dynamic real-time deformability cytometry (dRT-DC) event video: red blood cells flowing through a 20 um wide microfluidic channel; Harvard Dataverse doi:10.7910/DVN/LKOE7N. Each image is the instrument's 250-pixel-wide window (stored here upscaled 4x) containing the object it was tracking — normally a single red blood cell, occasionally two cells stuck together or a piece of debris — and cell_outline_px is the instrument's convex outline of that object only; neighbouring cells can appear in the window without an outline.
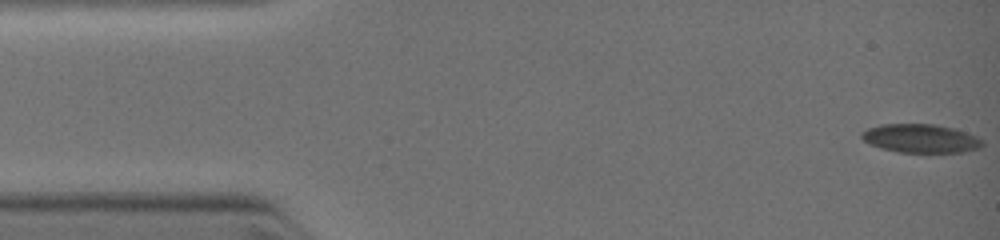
{"species": "common noctule bat (a hibernating species)", "species_latin": "Nyctalus noctula", "temperature_condition": "warm", "stored_images_in_passage": 50, "camera_frame_rate_fps": 3000, "um_per_image_px": 0.085, "animal": {"sex": "female", "body_mass_g": 19.0, "forearm_length_mm": 51.5}, "frame": {"image": 1, "passage_image": 1, "time_ms": 0.0, "image_size_px": [1000, 240], "cell_outline_px": [[984, 144], [980, 148], [960, 152], [900, 152], [884, 148], [872, 144], [864, 140], [860, 136], [868, 128], [884, 124], [932, 124], [952, 128], [972, 136], [980, 140]], "centroid_in_image_um": [78.24, 11.77], "position_along_channel_um": 6.8, "area_um2": 19.42}}
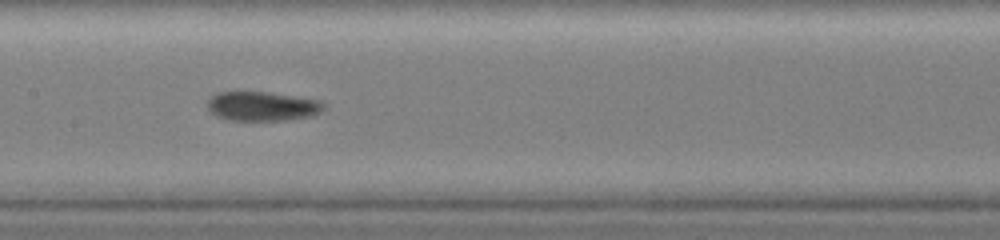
{"frame": {"image": 2, "passage_image": 24, "time_ms": 5.667, "image_size_px": [1000, 240], "cell_outline_px": [[324, 108], [320, 112], [308, 116], [284, 120], [224, 120], [216, 116], [208, 108], [208, 100], [216, 92], [268, 92], [320, 100], [324, 104]], "centroid_in_image_um": [22.26, 9.03], "position_along_channel_um": 185.1, "area_um2": 19.71}}
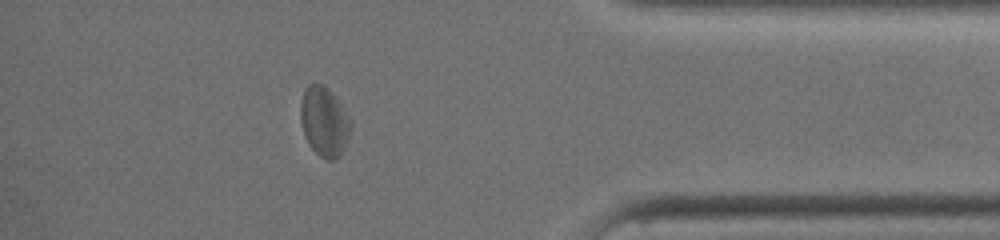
{"frame": {"image": 3, "passage_image": 43, "time_ms": 10.333, "image_size_px": [1000, 240], "cell_outline_px": [[352, 128], [344, 148], [340, 156], [336, 160], [328, 160], [320, 156], [308, 144], [304, 132], [300, 116], [300, 104], [304, 88], [308, 84], [324, 84], [336, 96], [352, 124]], "centroid_in_image_um": [27.56, 10.32], "position_along_channel_um": 407.6, "area_um2": 20.4}}